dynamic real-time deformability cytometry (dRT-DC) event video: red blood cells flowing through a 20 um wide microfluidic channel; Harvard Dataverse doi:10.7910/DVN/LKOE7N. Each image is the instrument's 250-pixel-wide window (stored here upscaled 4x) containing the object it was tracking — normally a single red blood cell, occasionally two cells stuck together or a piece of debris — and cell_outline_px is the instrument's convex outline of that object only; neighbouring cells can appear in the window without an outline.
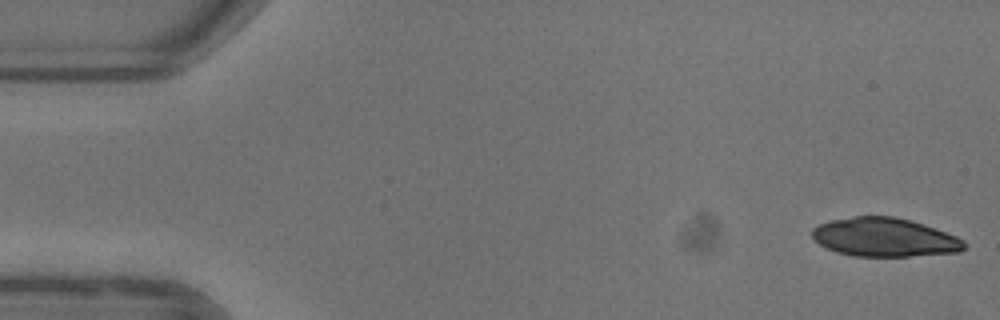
{"species": "common noctule bat (a hibernating species)", "species_latin": "Nyctalus noctula", "temperature_condition": "warm", "stored_images_in_passage": 18, "camera_frame_rate_fps": 3000, "um_per_image_px": 0.085, "animal": {"sex": "female"}, "frame": {"image": 1, "passage_image": 1, "time_ms": 0.0, "image_size_px": [1000, 320], "cell_outline_px": [[968, 244], [960, 252], [908, 256], [852, 256], [836, 252], [820, 244], [812, 236], [812, 228], [828, 220], [852, 216], [896, 216], [956, 236], [964, 240]], "centroid_in_image_um": [75.16, 20.17], "position_along_channel_um": 9.8, "area_um2": 34.16}}